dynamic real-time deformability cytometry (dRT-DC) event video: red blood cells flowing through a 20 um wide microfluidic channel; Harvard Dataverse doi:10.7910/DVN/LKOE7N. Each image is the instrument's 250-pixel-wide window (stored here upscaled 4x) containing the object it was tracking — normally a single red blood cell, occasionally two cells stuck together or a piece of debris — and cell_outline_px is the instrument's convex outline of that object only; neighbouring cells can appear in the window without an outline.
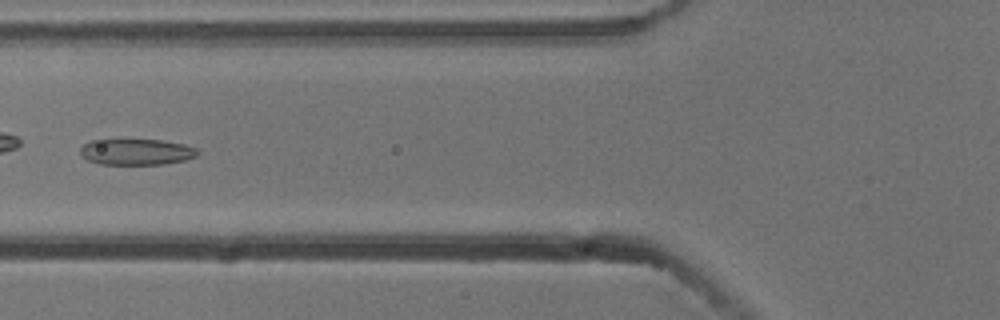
{"species": "common noctule bat (a hibernating species)", "species_latin": "Nyctalus noctula", "temperature_condition": "cold", "stored_images_in_passage": 2, "camera_frame_rate_fps": 3000, "um_per_image_px": 0.085, "animal": {"sex": "male", "body_mass_g": 13.3}, "frame": {"image": 1, "passage_image": 2, "time_ms": 0.333, "image_size_px": [1000, 320], "cell_outline_px": [[200, 152], [196, 156], [184, 160], [164, 164], [100, 164], [88, 160], [80, 156], [80, 148], [84, 144], [92, 140], [160, 140], [184, 144], [196, 148]], "centroid_in_image_um": [11.59, 12.91], "position_along_channel_um": 114.2, "area_um2": 17.74}}